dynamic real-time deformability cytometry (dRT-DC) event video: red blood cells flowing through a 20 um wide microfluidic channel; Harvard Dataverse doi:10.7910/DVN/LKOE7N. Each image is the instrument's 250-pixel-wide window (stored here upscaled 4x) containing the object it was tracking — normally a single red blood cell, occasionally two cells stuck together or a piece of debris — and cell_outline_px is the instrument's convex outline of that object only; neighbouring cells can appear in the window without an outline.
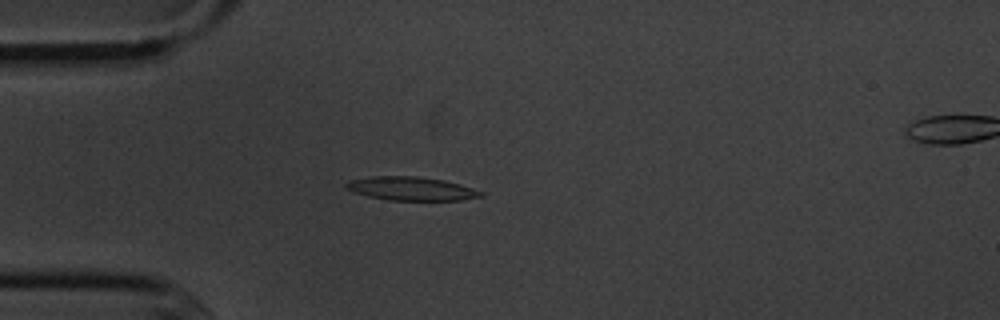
{"species": "common noctule bat (a hibernating species)", "species_latin": "Nyctalus noctula", "temperature_condition": "cold", "stored_images_in_passage": 5, "camera_frame_rate_fps": 3000, "um_per_image_px": 0.085, "animal": {"sex": "male", "body_mass_g": 20.1, "forearm_length_mm": 53.5}, "frame": {"image": 1, "passage_image": 4, "time_ms": 3.333, "image_size_px": [1000, 320], "cell_outline_px": [[484, 196], [460, 200], [388, 200], [368, 196], [344, 188], [344, 184], [348, 180], [372, 176], [416, 176], [444, 180], [460, 184], [484, 192]], "centroid_in_image_um": [34.94, 16.03], "position_along_channel_um": 50.1, "area_um2": 18.55}}